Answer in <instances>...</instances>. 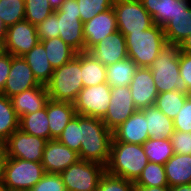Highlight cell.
<instances>
[{
  "label": "cell",
  "mask_w": 191,
  "mask_h": 191,
  "mask_svg": "<svg viewBox=\"0 0 191 191\" xmlns=\"http://www.w3.org/2000/svg\"><path fill=\"white\" fill-rule=\"evenodd\" d=\"M111 132L102 119L79 115V159L107 166L110 159Z\"/></svg>",
  "instance_id": "cell-1"
},
{
  "label": "cell",
  "mask_w": 191,
  "mask_h": 191,
  "mask_svg": "<svg viewBox=\"0 0 191 191\" xmlns=\"http://www.w3.org/2000/svg\"><path fill=\"white\" fill-rule=\"evenodd\" d=\"M148 162L143 145L119 142L113 138L106 171L135 182Z\"/></svg>",
  "instance_id": "cell-2"
},
{
  "label": "cell",
  "mask_w": 191,
  "mask_h": 191,
  "mask_svg": "<svg viewBox=\"0 0 191 191\" xmlns=\"http://www.w3.org/2000/svg\"><path fill=\"white\" fill-rule=\"evenodd\" d=\"M179 45L166 43L149 67L158 93L179 91L191 94L180 77Z\"/></svg>",
  "instance_id": "cell-3"
},
{
  "label": "cell",
  "mask_w": 191,
  "mask_h": 191,
  "mask_svg": "<svg viewBox=\"0 0 191 191\" xmlns=\"http://www.w3.org/2000/svg\"><path fill=\"white\" fill-rule=\"evenodd\" d=\"M128 58L138 67L149 68L167 43L163 27L154 24L152 27L137 33L125 35Z\"/></svg>",
  "instance_id": "cell-4"
},
{
  "label": "cell",
  "mask_w": 191,
  "mask_h": 191,
  "mask_svg": "<svg viewBox=\"0 0 191 191\" xmlns=\"http://www.w3.org/2000/svg\"><path fill=\"white\" fill-rule=\"evenodd\" d=\"M81 75V52L66 64L54 69L50 82L46 85L49 99L74 103L83 89Z\"/></svg>",
  "instance_id": "cell-5"
},
{
  "label": "cell",
  "mask_w": 191,
  "mask_h": 191,
  "mask_svg": "<svg viewBox=\"0 0 191 191\" xmlns=\"http://www.w3.org/2000/svg\"><path fill=\"white\" fill-rule=\"evenodd\" d=\"M45 173L41 162L6 157L1 183L10 191H30Z\"/></svg>",
  "instance_id": "cell-6"
},
{
  "label": "cell",
  "mask_w": 191,
  "mask_h": 191,
  "mask_svg": "<svg viewBox=\"0 0 191 191\" xmlns=\"http://www.w3.org/2000/svg\"><path fill=\"white\" fill-rule=\"evenodd\" d=\"M58 17L59 37L77 53L85 52L83 22L76 0H65L54 12Z\"/></svg>",
  "instance_id": "cell-7"
},
{
  "label": "cell",
  "mask_w": 191,
  "mask_h": 191,
  "mask_svg": "<svg viewBox=\"0 0 191 191\" xmlns=\"http://www.w3.org/2000/svg\"><path fill=\"white\" fill-rule=\"evenodd\" d=\"M106 167L97 162L79 159L60 173L67 191H97Z\"/></svg>",
  "instance_id": "cell-8"
},
{
  "label": "cell",
  "mask_w": 191,
  "mask_h": 191,
  "mask_svg": "<svg viewBox=\"0 0 191 191\" xmlns=\"http://www.w3.org/2000/svg\"><path fill=\"white\" fill-rule=\"evenodd\" d=\"M113 9L118 31L124 36L144 31L154 25L153 18L140 0H114Z\"/></svg>",
  "instance_id": "cell-9"
},
{
  "label": "cell",
  "mask_w": 191,
  "mask_h": 191,
  "mask_svg": "<svg viewBox=\"0 0 191 191\" xmlns=\"http://www.w3.org/2000/svg\"><path fill=\"white\" fill-rule=\"evenodd\" d=\"M111 99V86L105 82L83 88L74 104L76 114L102 119Z\"/></svg>",
  "instance_id": "cell-10"
},
{
  "label": "cell",
  "mask_w": 191,
  "mask_h": 191,
  "mask_svg": "<svg viewBox=\"0 0 191 191\" xmlns=\"http://www.w3.org/2000/svg\"><path fill=\"white\" fill-rule=\"evenodd\" d=\"M47 140L16 130L4 143L6 155L26 161L42 162Z\"/></svg>",
  "instance_id": "cell-11"
},
{
  "label": "cell",
  "mask_w": 191,
  "mask_h": 191,
  "mask_svg": "<svg viewBox=\"0 0 191 191\" xmlns=\"http://www.w3.org/2000/svg\"><path fill=\"white\" fill-rule=\"evenodd\" d=\"M39 42L36 26L23 20L6 28L2 47L13 56H23Z\"/></svg>",
  "instance_id": "cell-12"
},
{
  "label": "cell",
  "mask_w": 191,
  "mask_h": 191,
  "mask_svg": "<svg viewBox=\"0 0 191 191\" xmlns=\"http://www.w3.org/2000/svg\"><path fill=\"white\" fill-rule=\"evenodd\" d=\"M136 111L129 86L111 87L110 103L102 121L113 132Z\"/></svg>",
  "instance_id": "cell-13"
},
{
  "label": "cell",
  "mask_w": 191,
  "mask_h": 191,
  "mask_svg": "<svg viewBox=\"0 0 191 191\" xmlns=\"http://www.w3.org/2000/svg\"><path fill=\"white\" fill-rule=\"evenodd\" d=\"M40 85L26 60L22 56L12 55L11 68L1 94L11 98L16 94Z\"/></svg>",
  "instance_id": "cell-14"
},
{
  "label": "cell",
  "mask_w": 191,
  "mask_h": 191,
  "mask_svg": "<svg viewBox=\"0 0 191 191\" xmlns=\"http://www.w3.org/2000/svg\"><path fill=\"white\" fill-rule=\"evenodd\" d=\"M118 31L114 9L101 12L91 20L83 23L85 52H89L96 44L109 34Z\"/></svg>",
  "instance_id": "cell-15"
},
{
  "label": "cell",
  "mask_w": 191,
  "mask_h": 191,
  "mask_svg": "<svg viewBox=\"0 0 191 191\" xmlns=\"http://www.w3.org/2000/svg\"><path fill=\"white\" fill-rule=\"evenodd\" d=\"M78 160V153L57 139H51L46 142L41 163L46 173L60 174Z\"/></svg>",
  "instance_id": "cell-16"
},
{
  "label": "cell",
  "mask_w": 191,
  "mask_h": 191,
  "mask_svg": "<svg viewBox=\"0 0 191 191\" xmlns=\"http://www.w3.org/2000/svg\"><path fill=\"white\" fill-rule=\"evenodd\" d=\"M129 88L137 110L155 105L159 93L150 68L138 67Z\"/></svg>",
  "instance_id": "cell-17"
},
{
  "label": "cell",
  "mask_w": 191,
  "mask_h": 191,
  "mask_svg": "<svg viewBox=\"0 0 191 191\" xmlns=\"http://www.w3.org/2000/svg\"><path fill=\"white\" fill-rule=\"evenodd\" d=\"M89 53L105 66L124 60L128 58L125 36L120 31L109 34L96 44Z\"/></svg>",
  "instance_id": "cell-18"
},
{
  "label": "cell",
  "mask_w": 191,
  "mask_h": 191,
  "mask_svg": "<svg viewBox=\"0 0 191 191\" xmlns=\"http://www.w3.org/2000/svg\"><path fill=\"white\" fill-rule=\"evenodd\" d=\"M113 138L119 142L142 145L149 139L147 130V119L138 110L125 122L113 131Z\"/></svg>",
  "instance_id": "cell-19"
},
{
  "label": "cell",
  "mask_w": 191,
  "mask_h": 191,
  "mask_svg": "<svg viewBox=\"0 0 191 191\" xmlns=\"http://www.w3.org/2000/svg\"><path fill=\"white\" fill-rule=\"evenodd\" d=\"M10 99L15 113L20 118L43 109L49 100V95L47 87L40 85L16 94Z\"/></svg>",
  "instance_id": "cell-20"
},
{
  "label": "cell",
  "mask_w": 191,
  "mask_h": 191,
  "mask_svg": "<svg viewBox=\"0 0 191 191\" xmlns=\"http://www.w3.org/2000/svg\"><path fill=\"white\" fill-rule=\"evenodd\" d=\"M153 18L154 24L164 27L177 13L188 9L191 0H140Z\"/></svg>",
  "instance_id": "cell-21"
},
{
  "label": "cell",
  "mask_w": 191,
  "mask_h": 191,
  "mask_svg": "<svg viewBox=\"0 0 191 191\" xmlns=\"http://www.w3.org/2000/svg\"><path fill=\"white\" fill-rule=\"evenodd\" d=\"M75 115L76 110L73 103L49 99L47 102V117L50 140L57 139Z\"/></svg>",
  "instance_id": "cell-22"
},
{
  "label": "cell",
  "mask_w": 191,
  "mask_h": 191,
  "mask_svg": "<svg viewBox=\"0 0 191 191\" xmlns=\"http://www.w3.org/2000/svg\"><path fill=\"white\" fill-rule=\"evenodd\" d=\"M22 57L32 69V73L38 83L46 86L52 78L54 69L48 61L43 43L40 41Z\"/></svg>",
  "instance_id": "cell-23"
},
{
  "label": "cell",
  "mask_w": 191,
  "mask_h": 191,
  "mask_svg": "<svg viewBox=\"0 0 191 191\" xmlns=\"http://www.w3.org/2000/svg\"><path fill=\"white\" fill-rule=\"evenodd\" d=\"M147 119L149 138L170 139L175 132L173 119L163 114L156 106L140 110Z\"/></svg>",
  "instance_id": "cell-24"
},
{
  "label": "cell",
  "mask_w": 191,
  "mask_h": 191,
  "mask_svg": "<svg viewBox=\"0 0 191 191\" xmlns=\"http://www.w3.org/2000/svg\"><path fill=\"white\" fill-rule=\"evenodd\" d=\"M168 186L191 184V154L175 153L165 164Z\"/></svg>",
  "instance_id": "cell-25"
},
{
  "label": "cell",
  "mask_w": 191,
  "mask_h": 191,
  "mask_svg": "<svg viewBox=\"0 0 191 191\" xmlns=\"http://www.w3.org/2000/svg\"><path fill=\"white\" fill-rule=\"evenodd\" d=\"M163 30L167 43L179 45L191 34V6L177 13Z\"/></svg>",
  "instance_id": "cell-26"
},
{
  "label": "cell",
  "mask_w": 191,
  "mask_h": 191,
  "mask_svg": "<svg viewBox=\"0 0 191 191\" xmlns=\"http://www.w3.org/2000/svg\"><path fill=\"white\" fill-rule=\"evenodd\" d=\"M19 129L29 135L50 140L49 120L47 117V103L43 109L20 117Z\"/></svg>",
  "instance_id": "cell-27"
},
{
  "label": "cell",
  "mask_w": 191,
  "mask_h": 191,
  "mask_svg": "<svg viewBox=\"0 0 191 191\" xmlns=\"http://www.w3.org/2000/svg\"><path fill=\"white\" fill-rule=\"evenodd\" d=\"M137 69L138 66L130 58L113 63L106 66V82L111 87L129 86Z\"/></svg>",
  "instance_id": "cell-28"
},
{
  "label": "cell",
  "mask_w": 191,
  "mask_h": 191,
  "mask_svg": "<svg viewBox=\"0 0 191 191\" xmlns=\"http://www.w3.org/2000/svg\"><path fill=\"white\" fill-rule=\"evenodd\" d=\"M83 88L106 82V66L89 52H81Z\"/></svg>",
  "instance_id": "cell-29"
},
{
  "label": "cell",
  "mask_w": 191,
  "mask_h": 191,
  "mask_svg": "<svg viewBox=\"0 0 191 191\" xmlns=\"http://www.w3.org/2000/svg\"><path fill=\"white\" fill-rule=\"evenodd\" d=\"M45 47L46 55L53 69L71 61L77 52L66 44L60 37L41 41Z\"/></svg>",
  "instance_id": "cell-30"
},
{
  "label": "cell",
  "mask_w": 191,
  "mask_h": 191,
  "mask_svg": "<svg viewBox=\"0 0 191 191\" xmlns=\"http://www.w3.org/2000/svg\"><path fill=\"white\" fill-rule=\"evenodd\" d=\"M19 116L11 99L0 93V143L4 144L13 132L19 129Z\"/></svg>",
  "instance_id": "cell-31"
},
{
  "label": "cell",
  "mask_w": 191,
  "mask_h": 191,
  "mask_svg": "<svg viewBox=\"0 0 191 191\" xmlns=\"http://www.w3.org/2000/svg\"><path fill=\"white\" fill-rule=\"evenodd\" d=\"M142 145L149 162L164 165L175 154L170 139L149 138Z\"/></svg>",
  "instance_id": "cell-32"
},
{
  "label": "cell",
  "mask_w": 191,
  "mask_h": 191,
  "mask_svg": "<svg viewBox=\"0 0 191 191\" xmlns=\"http://www.w3.org/2000/svg\"><path fill=\"white\" fill-rule=\"evenodd\" d=\"M189 95L191 94H185L176 90L162 92L156 97L154 106L167 117L174 119Z\"/></svg>",
  "instance_id": "cell-33"
},
{
  "label": "cell",
  "mask_w": 191,
  "mask_h": 191,
  "mask_svg": "<svg viewBox=\"0 0 191 191\" xmlns=\"http://www.w3.org/2000/svg\"><path fill=\"white\" fill-rule=\"evenodd\" d=\"M25 20L24 0H0V21L7 28Z\"/></svg>",
  "instance_id": "cell-34"
},
{
  "label": "cell",
  "mask_w": 191,
  "mask_h": 191,
  "mask_svg": "<svg viewBox=\"0 0 191 191\" xmlns=\"http://www.w3.org/2000/svg\"><path fill=\"white\" fill-rule=\"evenodd\" d=\"M134 185L144 186H168L164 165L148 162Z\"/></svg>",
  "instance_id": "cell-35"
},
{
  "label": "cell",
  "mask_w": 191,
  "mask_h": 191,
  "mask_svg": "<svg viewBox=\"0 0 191 191\" xmlns=\"http://www.w3.org/2000/svg\"><path fill=\"white\" fill-rule=\"evenodd\" d=\"M25 20L37 26L48 16L55 12L49 0H24Z\"/></svg>",
  "instance_id": "cell-36"
},
{
  "label": "cell",
  "mask_w": 191,
  "mask_h": 191,
  "mask_svg": "<svg viewBox=\"0 0 191 191\" xmlns=\"http://www.w3.org/2000/svg\"><path fill=\"white\" fill-rule=\"evenodd\" d=\"M79 5L80 20L85 23L101 12L113 8L114 0H76Z\"/></svg>",
  "instance_id": "cell-37"
},
{
  "label": "cell",
  "mask_w": 191,
  "mask_h": 191,
  "mask_svg": "<svg viewBox=\"0 0 191 191\" xmlns=\"http://www.w3.org/2000/svg\"><path fill=\"white\" fill-rule=\"evenodd\" d=\"M58 141L79 154L81 142H79V115L76 114L67 124L57 138Z\"/></svg>",
  "instance_id": "cell-38"
},
{
  "label": "cell",
  "mask_w": 191,
  "mask_h": 191,
  "mask_svg": "<svg viewBox=\"0 0 191 191\" xmlns=\"http://www.w3.org/2000/svg\"><path fill=\"white\" fill-rule=\"evenodd\" d=\"M97 191H134V182L105 171L99 181Z\"/></svg>",
  "instance_id": "cell-39"
},
{
  "label": "cell",
  "mask_w": 191,
  "mask_h": 191,
  "mask_svg": "<svg viewBox=\"0 0 191 191\" xmlns=\"http://www.w3.org/2000/svg\"><path fill=\"white\" fill-rule=\"evenodd\" d=\"M30 191H67L60 174L45 173Z\"/></svg>",
  "instance_id": "cell-40"
},
{
  "label": "cell",
  "mask_w": 191,
  "mask_h": 191,
  "mask_svg": "<svg viewBox=\"0 0 191 191\" xmlns=\"http://www.w3.org/2000/svg\"><path fill=\"white\" fill-rule=\"evenodd\" d=\"M37 35L39 41L47 40L50 38L59 37L58 31V17L55 13H52L42 23L36 26Z\"/></svg>",
  "instance_id": "cell-41"
},
{
  "label": "cell",
  "mask_w": 191,
  "mask_h": 191,
  "mask_svg": "<svg viewBox=\"0 0 191 191\" xmlns=\"http://www.w3.org/2000/svg\"><path fill=\"white\" fill-rule=\"evenodd\" d=\"M175 130L191 132V95H189L177 116L173 119Z\"/></svg>",
  "instance_id": "cell-42"
},
{
  "label": "cell",
  "mask_w": 191,
  "mask_h": 191,
  "mask_svg": "<svg viewBox=\"0 0 191 191\" xmlns=\"http://www.w3.org/2000/svg\"><path fill=\"white\" fill-rule=\"evenodd\" d=\"M170 140L174 153L182 155L191 154V132H181L175 130V132L171 135Z\"/></svg>",
  "instance_id": "cell-43"
},
{
  "label": "cell",
  "mask_w": 191,
  "mask_h": 191,
  "mask_svg": "<svg viewBox=\"0 0 191 191\" xmlns=\"http://www.w3.org/2000/svg\"><path fill=\"white\" fill-rule=\"evenodd\" d=\"M180 77L185 82L188 91L191 93V54L180 52Z\"/></svg>",
  "instance_id": "cell-44"
},
{
  "label": "cell",
  "mask_w": 191,
  "mask_h": 191,
  "mask_svg": "<svg viewBox=\"0 0 191 191\" xmlns=\"http://www.w3.org/2000/svg\"><path fill=\"white\" fill-rule=\"evenodd\" d=\"M12 55L6 52H3L0 55V93L3 92L5 87V82L8 78L9 71L11 68Z\"/></svg>",
  "instance_id": "cell-45"
},
{
  "label": "cell",
  "mask_w": 191,
  "mask_h": 191,
  "mask_svg": "<svg viewBox=\"0 0 191 191\" xmlns=\"http://www.w3.org/2000/svg\"><path fill=\"white\" fill-rule=\"evenodd\" d=\"M134 191H171L170 186H144V185H134Z\"/></svg>",
  "instance_id": "cell-46"
},
{
  "label": "cell",
  "mask_w": 191,
  "mask_h": 191,
  "mask_svg": "<svg viewBox=\"0 0 191 191\" xmlns=\"http://www.w3.org/2000/svg\"><path fill=\"white\" fill-rule=\"evenodd\" d=\"M180 52L191 54V34L179 44Z\"/></svg>",
  "instance_id": "cell-47"
},
{
  "label": "cell",
  "mask_w": 191,
  "mask_h": 191,
  "mask_svg": "<svg viewBox=\"0 0 191 191\" xmlns=\"http://www.w3.org/2000/svg\"><path fill=\"white\" fill-rule=\"evenodd\" d=\"M6 149L4 144L0 143V184L2 182V176H3V168H4V163L6 160Z\"/></svg>",
  "instance_id": "cell-48"
},
{
  "label": "cell",
  "mask_w": 191,
  "mask_h": 191,
  "mask_svg": "<svg viewBox=\"0 0 191 191\" xmlns=\"http://www.w3.org/2000/svg\"><path fill=\"white\" fill-rule=\"evenodd\" d=\"M171 191H191V184L173 186Z\"/></svg>",
  "instance_id": "cell-49"
},
{
  "label": "cell",
  "mask_w": 191,
  "mask_h": 191,
  "mask_svg": "<svg viewBox=\"0 0 191 191\" xmlns=\"http://www.w3.org/2000/svg\"><path fill=\"white\" fill-rule=\"evenodd\" d=\"M65 0H49V4L54 10L58 9L62 2Z\"/></svg>",
  "instance_id": "cell-50"
},
{
  "label": "cell",
  "mask_w": 191,
  "mask_h": 191,
  "mask_svg": "<svg viewBox=\"0 0 191 191\" xmlns=\"http://www.w3.org/2000/svg\"><path fill=\"white\" fill-rule=\"evenodd\" d=\"M5 30H6V28L2 25V23L0 21V44H2V42H3Z\"/></svg>",
  "instance_id": "cell-51"
},
{
  "label": "cell",
  "mask_w": 191,
  "mask_h": 191,
  "mask_svg": "<svg viewBox=\"0 0 191 191\" xmlns=\"http://www.w3.org/2000/svg\"><path fill=\"white\" fill-rule=\"evenodd\" d=\"M0 191H10L4 184H0Z\"/></svg>",
  "instance_id": "cell-52"
},
{
  "label": "cell",
  "mask_w": 191,
  "mask_h": 191,
  "mask_svg": "<svg viewBox=\"0 0 191 191\" xmlns=\"http://www.w3.org/2000/svg\"><path fill=\"white\" fill-rule=\"evenodd\" d=\"M4 52V49L2 47V44H0V55Z\"/></svg>",
  "instance_id": "cell-53"
}]
</instances>
